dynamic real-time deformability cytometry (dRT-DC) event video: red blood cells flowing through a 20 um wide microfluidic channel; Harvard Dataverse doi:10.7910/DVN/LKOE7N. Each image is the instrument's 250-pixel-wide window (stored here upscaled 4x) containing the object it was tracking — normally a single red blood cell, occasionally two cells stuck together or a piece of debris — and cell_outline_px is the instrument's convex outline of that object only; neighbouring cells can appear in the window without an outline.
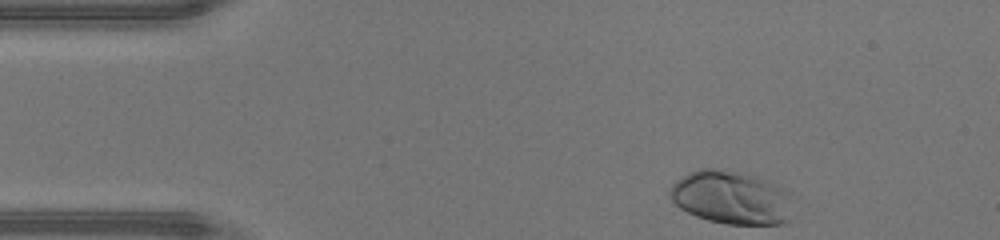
{"species": "human", "species_latin": "Homo sapiens", "temperature_condition": "warm", "stored_images_in_passage": 33, "camera_frame_rate_fps": 3000, "um_per_image_px": 0.085, "donor": {"sex": "male"}, "frame": {"image": 1, "passage_image": 1, "time_ms": 0.0, "image_size_px": [1000, 240], "cell_outline_px": [[792, 192], [788, 220], [784, 224], [728, 224], [708, 220], [696, 216], [680, 208], [672, 200], [668, 192], [672, 184], [676, 180], [688, 172], [700, 168], [712, 168], [744, 172], [760, 176]], "centroid_in_image_um": [62.17, 16.76], "position_along_channel_um": 22.8, "area_um2": 38.73}}
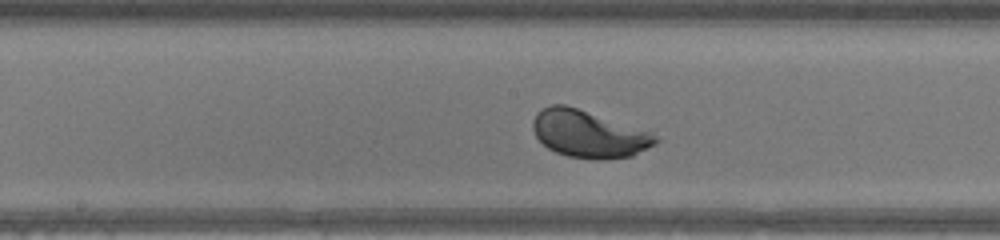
{"frame": {"image": 2, "passage_image": 18, "time_ms": 5.667, "image_size_px": [1000, 240], "cell_outline_px": [[660, 140], [656, 144], [632, 156], [600, 160], [596, 160], [568, 156], [556, 152], [548, 148], [536, 136], [532, 128], [532, 120], [536, 112], [552, 104], [564, 104], [652, 132], [660, 136]], "centroid_in_image_um": [50.06, 11.4], "position_along_channel_um": 198.1, "area_um2": 33.76}}
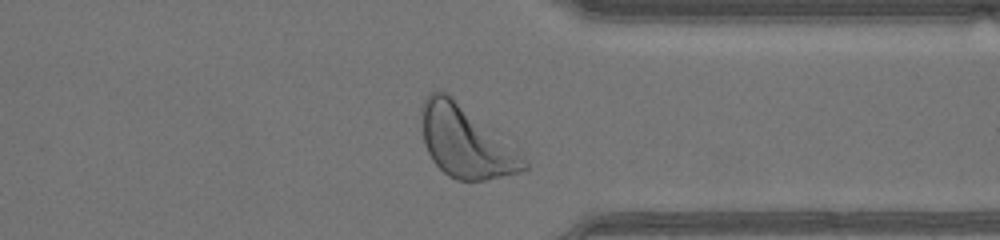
{"frame": {"image": 3, "passage_image": 30, "time_ms": 9.667, "image_size_px": [1000, 240], "cell_outline_px": [[528, 168], [520, 172], [484, 180], [456, 180], [448, 176], [432, 160], [424, 144], [420, 116], [420, 108], [428, 92], [448, 92], [516, 140], [528, 160]], "centroid_in_image_um": [39.71, 11.98], "position_along_channel_um": 371.7, "area_um2": 45.2}, "authors_computed_cell_mechanics": {"area_um2": 33.813, "velocity_mm_per_s": 4.4367, "shape_relaxation_time_tau1_ms": 1.0328, "shape_relaxation_time_tau2_ms": null, "deformation_change_tau1": 0.1327, "deformation_change_tau2": null}}